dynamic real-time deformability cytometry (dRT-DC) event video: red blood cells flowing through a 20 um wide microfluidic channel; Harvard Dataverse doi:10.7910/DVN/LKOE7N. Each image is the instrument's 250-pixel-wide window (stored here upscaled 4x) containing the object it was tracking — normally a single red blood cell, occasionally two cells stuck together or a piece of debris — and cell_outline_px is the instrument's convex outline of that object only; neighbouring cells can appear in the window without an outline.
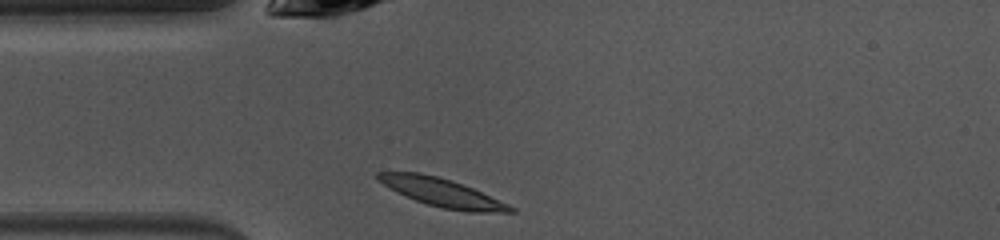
{"species": "common noctule bat (a hibernating species)", "species_latin": "Nyctalus noctula", "temperature_condition": "warm", "stored_images_in_passage": 38, "camera_frame_rate_fps": 3000, "um_per_image_px": 0.085, "animal": {"sex": "female", "body_mass_g": 10.0, "forearm_length_mm": 53.1}, "frame": {"image": 1, "passage_image": 1, "time_ms": 0.0, "image_size_px": [1000, 240], "cell_outline_px": [[516, 212], [468, 212], [444, 208], [428, 204], [416, 200], [396, 192], [376, 180], [376, 172], [420, 172], [452, 180], [472, 188], [508, 204], [516, 208]], "centroid_in_image_um": [37.54, 16.36], "position_along_channel_um": 47.5, "area_um2": 21.62}}
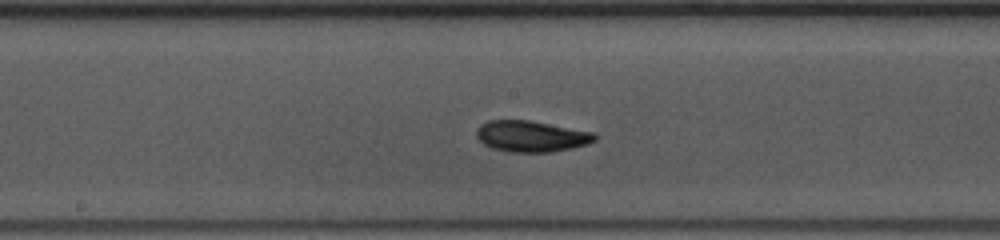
{"frame": {"image": 2, "passage_image": 13, "time_ms": 4.0, "image_size_px": [1000, 240], "cell_outline_px": [[596, 140], [588, 144], [572, 148], [552, 152], [512, 152], [492, 148], [484, 144], [476, 136], [476, 128], [480, 124], [488, 120], [528, 120], [596, 132]], "centroid_in_image_um": [45.17, 11.58], "position_along_channel_um": 203.0, "area_um2": 21.62}}
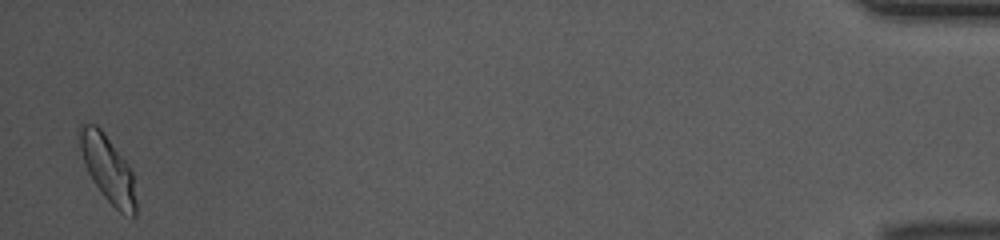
{"frame": {"image": 3, "passage_image": 37, "time_ms": 12.0, "image_size_px": [1000, 240], "cell_outline_px": [[136, 216], [132, 220], [120, 212], [104, 196], [92, 180], [84, 164], [76, 136], [80, 124], [96, 124], [104, 132], [128, 164], [132, 172], [136, 200]], "centroid_in_image_um": [9.15, 14.34], "position_along_channel_um": 426.1, "area_um2": 22.14}, "authors_computed_cell_mechanics": {"area_um2": 20.7791, "velocity_mm_per_s": 4.0229, "shape_relaxation_time_tau1_ms": 2.9745, "shape_relaxation_time_tau2_ms": 2.9494, "deformation_change_tau1": 0.1208, "deformation_change_tau2": 0.0511}}